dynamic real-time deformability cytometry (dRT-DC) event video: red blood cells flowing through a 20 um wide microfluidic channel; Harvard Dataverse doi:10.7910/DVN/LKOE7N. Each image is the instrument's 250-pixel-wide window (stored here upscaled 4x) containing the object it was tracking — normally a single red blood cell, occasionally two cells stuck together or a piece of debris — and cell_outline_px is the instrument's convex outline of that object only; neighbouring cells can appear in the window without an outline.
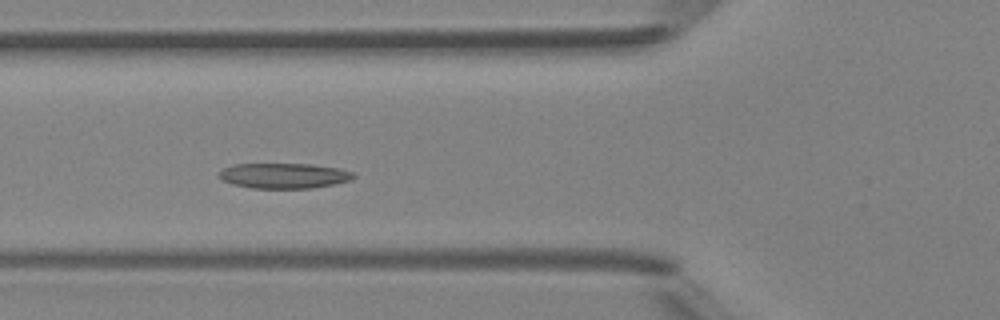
{"species": "Egyptian fruit bat (a non-hibernating species)", "species_latin": "Rousettus aegyptiacus", "temperature_condition": "room temperature", "stored_images_in_passage": 6, "camera_frame_rate_fps": 3000, "um_per_image_px": 0.085, "animal": {"sex": "female"}, "frame": {"image": 1, "passage_image": 5, "time_ms": 4.667, "image_size_px": [1000, 320], "cell_outline_px": [[356, 176], [352, 180], [312, 188], [252, 188], [232, 184], [216, 176], [216, 172], [232, 164], [312, 164], [340, 168], [356, 172]], "centroid_in_image_um": [24.14, 14.93], "position_along_channel_um": 101.7, "area_um2": 20.06}}
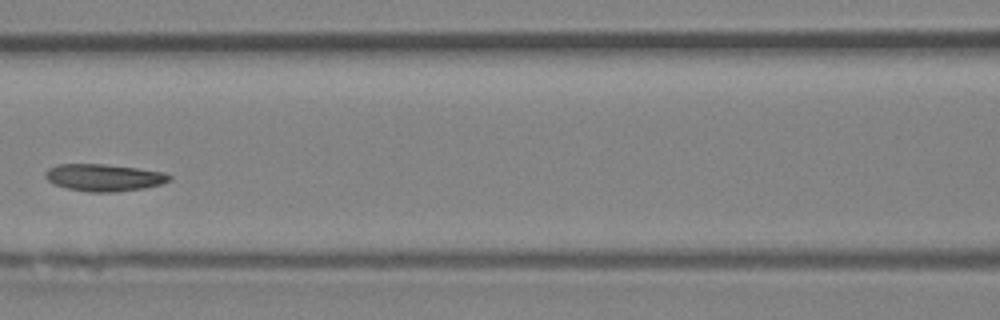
{"frame": {"image": 2, "passage_image": 6, "time_ms": 6.0, "image_size_px": [1000, 320], "cell_outline_px": [[172, 180], [160, 184], [144, 188], [116, 192], [88, 192], [68, 188], [56, 184], [48, 180], [44, 176], [44, 172], [48, 168], [56, 164], [104, 164], [136, 168], [164, 172], [172, 176]], "centroid_in_image_um": [8.84, 15.09], "position_along_channel_um": 157.8, "area_um2": 19.59}}